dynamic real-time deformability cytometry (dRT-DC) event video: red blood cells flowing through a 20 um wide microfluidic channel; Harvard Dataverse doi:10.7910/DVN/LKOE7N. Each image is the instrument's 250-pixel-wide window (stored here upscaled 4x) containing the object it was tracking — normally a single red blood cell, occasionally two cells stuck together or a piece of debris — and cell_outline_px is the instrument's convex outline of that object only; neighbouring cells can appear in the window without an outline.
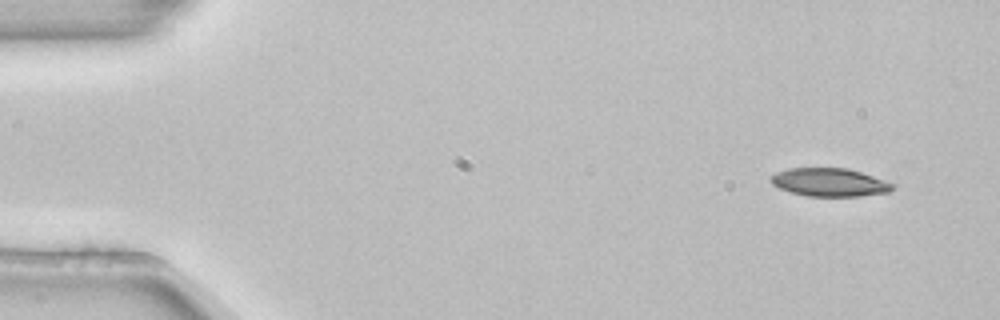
{"species": "common noctule bat (a hibernating species)", "species_latin": "Nyctalus noctula", "temperature_condition": "room temperature", "stored_images_in_passage": 5, "camera_frame_rate_fps": 3000, "um_per_image_px": 0.085, "animal": {"sex": "female", "body_mass_g": 22.7, "forearm_length_mm": 54.2}, "frame": {"image": 1, "passage_image": 1, "time_ms": 0.0, "image_size_px": [1000, 320], "cell_outline_px": [[896, 184], [888, 192], [860, 196], [808, 196], [792, 192], [780, 188], [772, 184], [768, 180], [776, 172], [788, 168], [848, 168]], "centroid_in_image_um": [70.49, 15.49], "position_along_channel_um": 14.5, "area_um2": 19.88}}
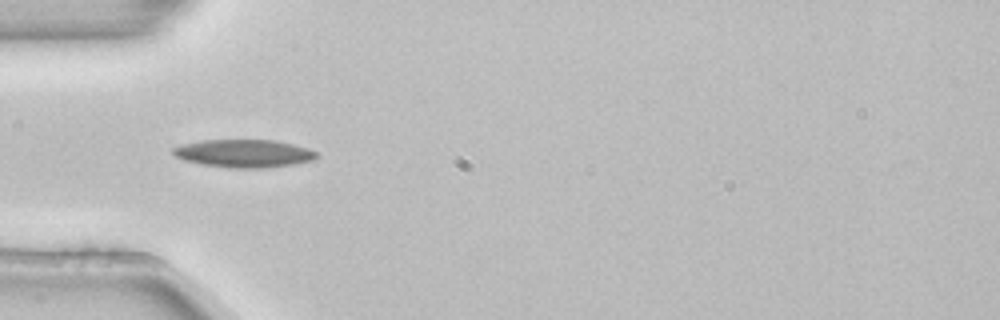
{"frame": {"image": 2, "passage_image": 4, "time_ms": 1.0, "image_size_px": [1000, 320], "cell_outline_px": [[320, 156], [316, 160], [292, 164], [264, 168], [228, 168], [204, 164], [184, 160], [176, 156], [172, 152], [172, 148], [184, 144], [204, 140], [276, 140], [308, 148], [316, 152]], "centroid_in_image_um": [20.78, 13.04], "position_along_channel_um": 64.2, "area_um2": 23.29}}